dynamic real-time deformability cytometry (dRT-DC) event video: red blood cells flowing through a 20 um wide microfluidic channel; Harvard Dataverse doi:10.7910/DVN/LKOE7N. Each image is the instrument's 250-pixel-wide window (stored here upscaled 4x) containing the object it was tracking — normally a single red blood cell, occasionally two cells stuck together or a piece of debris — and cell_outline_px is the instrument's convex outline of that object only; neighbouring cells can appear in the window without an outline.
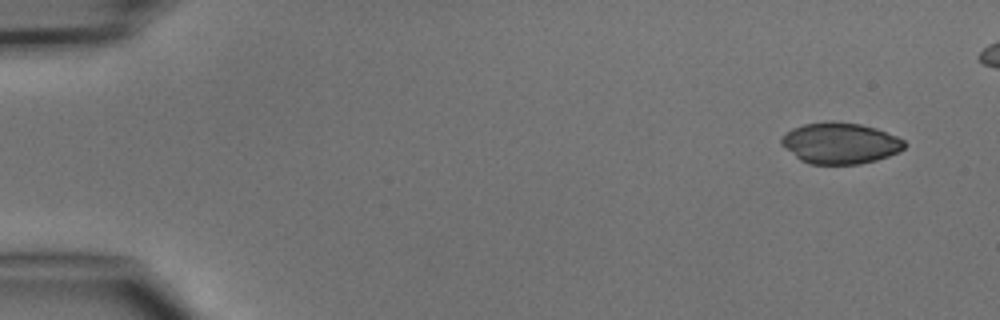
{"species": "common noctule bat (a hibernating species)", "species_latin": "Nyctalus noctula", "temperature_condition": "cold", "stored_images_in_passage": 5, "camera_frame_rate_fps": 3000, "um_per_image_px": 0.085, "animal": {"sex": "male", "body_mass_g": 15.6}, "frame": {"image": 1, "passage_image": 1, "time_ms": 0.0, "image_size_px": [1000, 320], "cell_outline_px": [[904, 148], [888, 156], [876, 160], [860, 164], [808, 164], [800, 160], [780, 144], [780, 140], [792, 128], [804, 124], [832, 120], [860, 124], [876, 128], [896, 136], [904, 140]], "centroid_in_image_um": [71.39, 12.17], "position_along_channel_um": 13.6, "area_um2": 29.42}}